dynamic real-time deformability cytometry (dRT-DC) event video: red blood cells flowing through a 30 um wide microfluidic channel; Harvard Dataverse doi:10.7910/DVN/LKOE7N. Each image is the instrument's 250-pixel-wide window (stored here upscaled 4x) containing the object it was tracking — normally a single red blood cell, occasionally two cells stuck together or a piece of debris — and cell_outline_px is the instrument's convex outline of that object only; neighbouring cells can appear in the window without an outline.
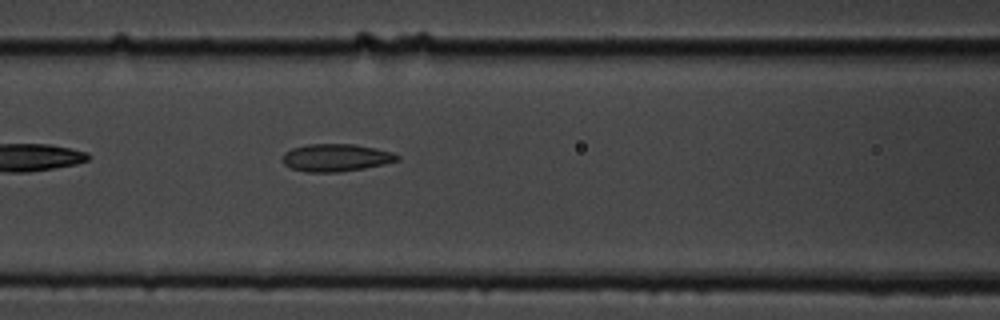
{"species": "common noctule bat (a hibernating species)", "species_latin": "Nyctalus noctula", "temperature_condition": "cold", "stored_images_in_passage": 37, "camera_frame_rate_fps": 3000, "um_per_image_px": 0.085, "animal": {"sex": "male", "body_mass_g": 19.5, "forearm_length_mm": 54.6}, "frame": {"image": 1, "passage_image": 6, "time_ms": 1.667, "image_size_px": [1000, 320], "cell_outline_px": [[400, 160], [384, 164], [364, 168], [340, 172], [304, 172], [292, 168], [284, 164], [284, 152], [292, 148], [308, 144], [352, 144], [376, 148], [392, 152], [400, 156]], "centroid_in_image_um": [28.58, 13.4], "position_along_channel_um": 138.0, "area_um2": 18.38}}
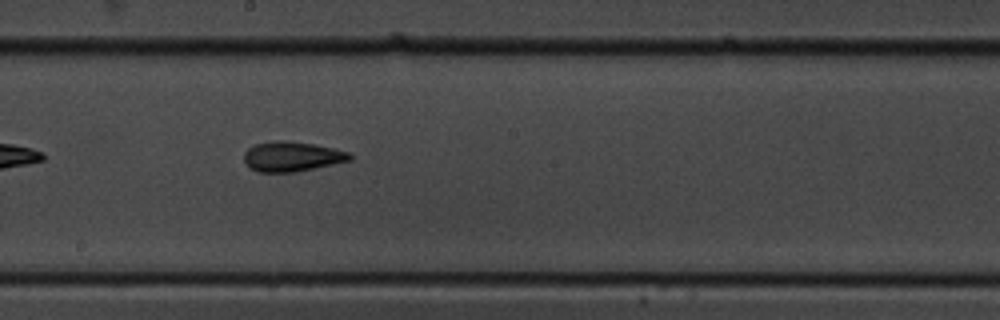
{"frame": {"image": 2, "passage_image": 13, "time_ms": 4.0, "image_size_px": [1000, 320], "cell_outline_px": [[352, 160], [296, 172], [256, 172], [248, 168], [244, 164], [244, 152], [248, 148], [256, 144], [272, 140], [284, 140], [312, 144], [336, 148], [352, 152]], "centroid_in_image_um": [24.81, 13.3], "position_along_channel_um": 223.4, "area_um2": 18.79}}
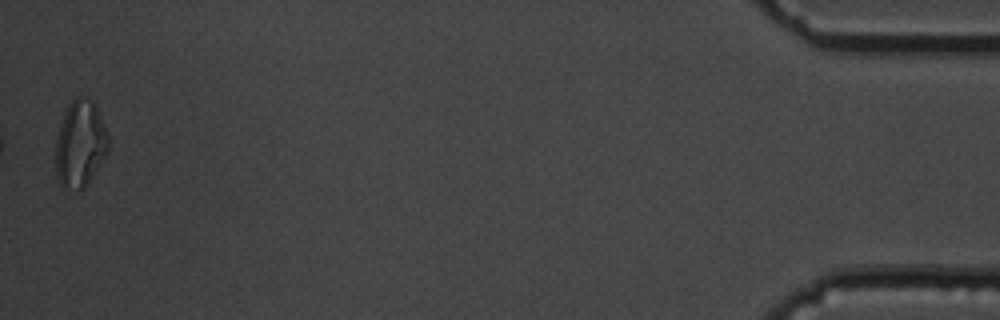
{"frame": {"image": 3, "passage_image": 37, "time_ms": 12.0, "image_size_px": [1000, 320], "cell_outline_px": [[108, 152], [88, 184], [80, 192], [76, 192], [64, 188], [60, 184], [56, 176], [56, 140], [64, 112], [68, 104], [76, 96], [84, 96], [92, 100], [96, 104], [108, 136]], "centroid_in_image_um": [6.81, 12.26], "position_along_channel_um": 428.4, "area_um2": 26.99}}